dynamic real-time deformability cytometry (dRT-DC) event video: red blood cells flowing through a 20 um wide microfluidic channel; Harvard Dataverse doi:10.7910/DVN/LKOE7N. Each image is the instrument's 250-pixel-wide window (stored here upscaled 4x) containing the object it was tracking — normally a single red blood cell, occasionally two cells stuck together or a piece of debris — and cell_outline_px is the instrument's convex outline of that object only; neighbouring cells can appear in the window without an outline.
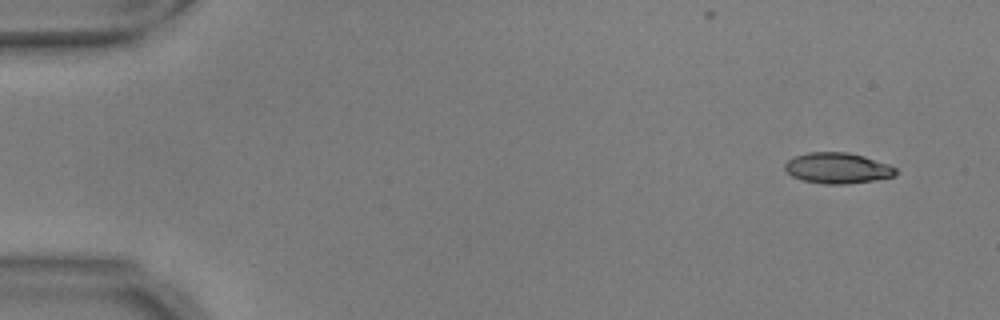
{"species": "common noctule bat (a hibernating species)", "species_latin": "Nyctalus noctula", "temperature_condition": "warm", "stored_images_in_passage": 12, "camera_frame_rate_fps": 3000, "um_per_image_px": 0.085, "animal": {"sex": "male", "body_mass_g": 17.9, "forearm_length_mm": 54.2}, "frame": {"image": 1, "passage_image": 1, "time_ms": 0.0, "image_size_px": [1000, 320], "cell_outline_px": [[896, 176], [876, 180], [848, 184], [824, 184], [804, 180], [792, 176], [784, 168], [784, 164], [788, 160], [796, 156], [808, 152], [848, 152], [864, 156], [888, 164], [896, 168]], "centroid_in_image_um": [71.21, 14.29], "position_along_channel_um": 13.8, "area_um2": 19.88}}